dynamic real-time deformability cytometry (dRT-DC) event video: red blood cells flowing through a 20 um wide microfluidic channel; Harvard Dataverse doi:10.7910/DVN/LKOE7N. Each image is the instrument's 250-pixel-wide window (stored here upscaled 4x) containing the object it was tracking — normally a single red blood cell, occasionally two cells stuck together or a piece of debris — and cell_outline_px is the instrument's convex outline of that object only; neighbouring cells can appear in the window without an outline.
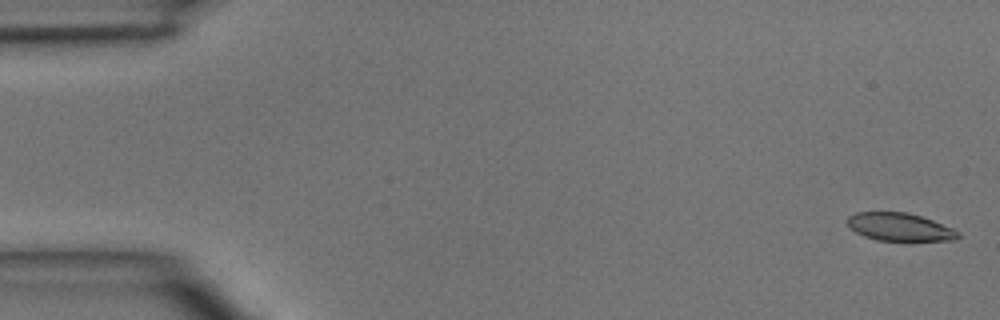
{"species": "common noctule bat (a hibernating species)", "species_latin": "Nyctalus noctula", "temperature_condition": "room temperature", "stored_images_in_passage": 8, "camera_frame_rate_fps": 3000, "um_per_image_px": 0.085, "animal": {"sex": "male", "body_mass_g": 15.6}, "frame": {"image": 1, "passage_image": 1, "time_ms": 0.0, "image_size_px": [1000, 320], "cell_outline_px": [[960, 236], [956, 240], [876, 240], [864, 236], [856, 232], [848, 224], [848, 216], [856, 212], [908, 212], [932, 220], [952, 228], [960, 232]], "centroid_in_image_um": [76.48, 19.29], "position_along_channel_um": 8.5, "area_um2": 17.8}}
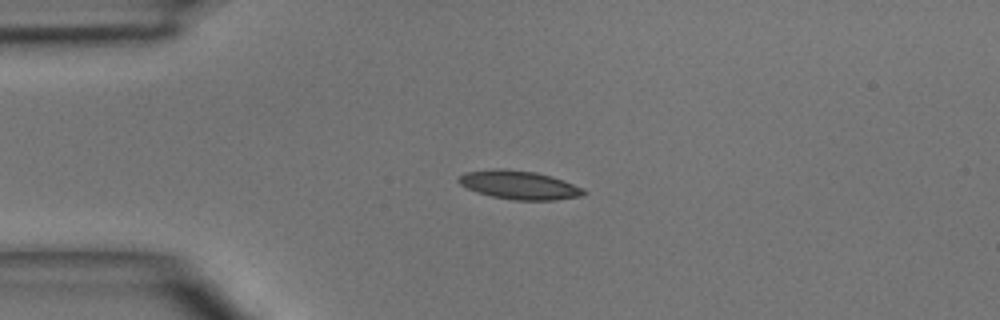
{"frame": {"image": 2, "passage_image": 4, "time_ms": 3.333, "image_size_px": [1000, 320], "cell_outline_px": [[588, 192], [584, 196], [556, 200], [516, 200], [492, 196], [476, 192], [460, 184], [456, 180], [464, 172], [496, 168], [536, 172], [552, 176], [564, 180], [584, 188]], "centroid_in_image_um": [44.17, 15.72], "position_along_channel_um": 40.8, "area_um2": 20.98}}